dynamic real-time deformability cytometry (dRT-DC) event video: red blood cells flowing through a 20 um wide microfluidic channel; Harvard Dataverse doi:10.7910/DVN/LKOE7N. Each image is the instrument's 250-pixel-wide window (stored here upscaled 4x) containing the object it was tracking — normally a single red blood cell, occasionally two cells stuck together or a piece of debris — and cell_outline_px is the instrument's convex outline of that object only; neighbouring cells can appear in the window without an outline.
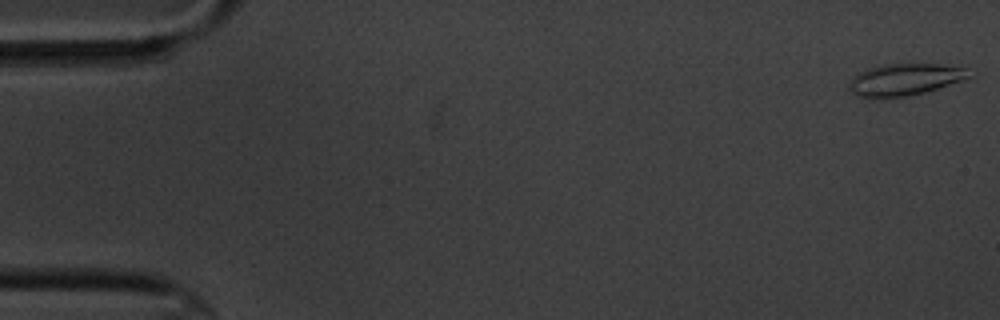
{"species": "common noctule bat (a hibernating species)", "species_latin": "Nyctalus noctula", "temperature_condition": "cold", "stored_images_in_passage": 6, "camera_frame_rate_fps": 3000, "um_per_image_px": 0.085, "animal": {"sex": "male", "body_mass_g": 20.1, "forearm_length_mm": 53.5}, "frame": {"image": 1, "passage_image": 1, "time_ms": 0.0, "image_size_px": [1000, 320], "cell_outline_px": [[976, 76], [924, 92], [904, 96], [872, 100], [856, 96], [848, 88], [848, 84], [852, 76], [868, 68], [880, 64], [940, 64], [964, 68]], "centroid_in_image_um": [76.84, 6.78], "position_along_channel_um": 8.2, "area_um2": 22.66}}
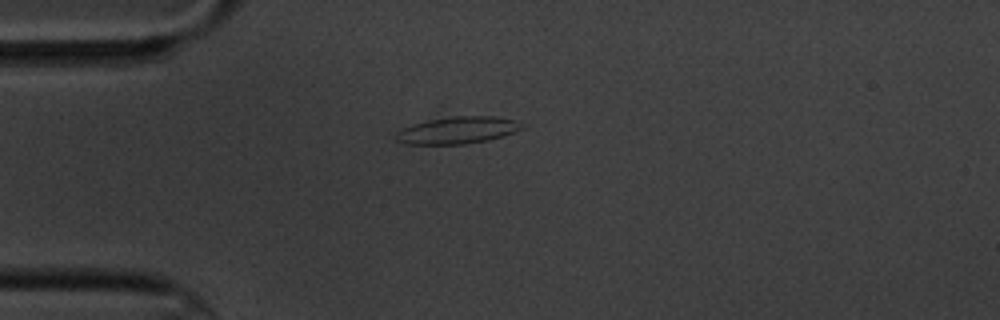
{"frame": {"image": 2, "passage_image": 5, "time_ms": 4.667, "image_size_px": [1000, 320], "cell_outline_px": [[524, 128], [504, 136], [488, 140], [464, 144], [408, 144], [396, 140], [396, 132], [412, 124], [428, 120], [452, 116], [496, 116], [512, 120], [520, 124]], "centroid_in_image_um": [38.88, 11.07], "position_along_channel_um": 46.1, "area_um2": 19.65}}